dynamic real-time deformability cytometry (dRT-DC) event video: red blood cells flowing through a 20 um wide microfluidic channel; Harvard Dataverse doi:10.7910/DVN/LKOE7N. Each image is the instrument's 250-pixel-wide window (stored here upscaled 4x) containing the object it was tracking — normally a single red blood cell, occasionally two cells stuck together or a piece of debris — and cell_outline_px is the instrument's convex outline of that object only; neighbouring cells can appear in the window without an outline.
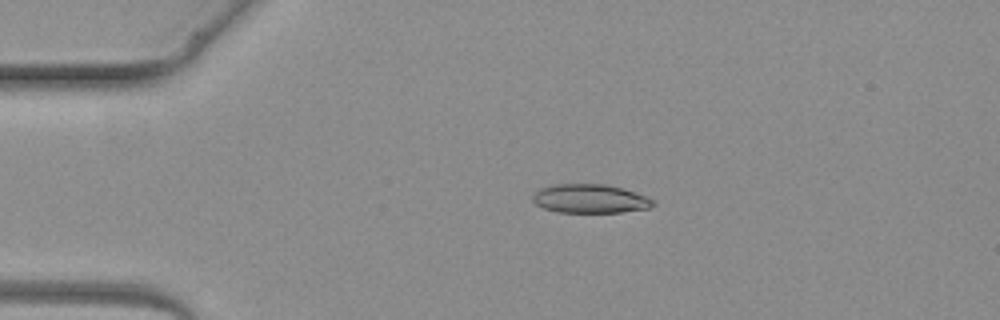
{"species": "common noctule bat (a hibernating species)", "species_latin": "Nyctalus noctula", "temperature_condition": "warm", "stored_images_in_passage": 4, "camera_frame_rate_fps": 3000, "um_per_image_px": 0.085, "animal": {"sex": "female", "body_mass_g": 19.3, "forearm_length_mm": 54.1}, "frame": {"image": 1, "passage_image": 2, "time_ms": 1.333, "image_size_px": [1000, 320], "cell_outline_px": [[656, 204], [648, 208], [620, 212], [556, 212], [544, 208], [536, 204], [532, 200], [532, 196], [540, 188], [552, 184], [604, 184], [620, 188], [644, 196], [652, 200]], "centroid_in_image_um": [50.09, 16.89], "position_along_channel_um": 34.9, "area_um2": 19.94}}
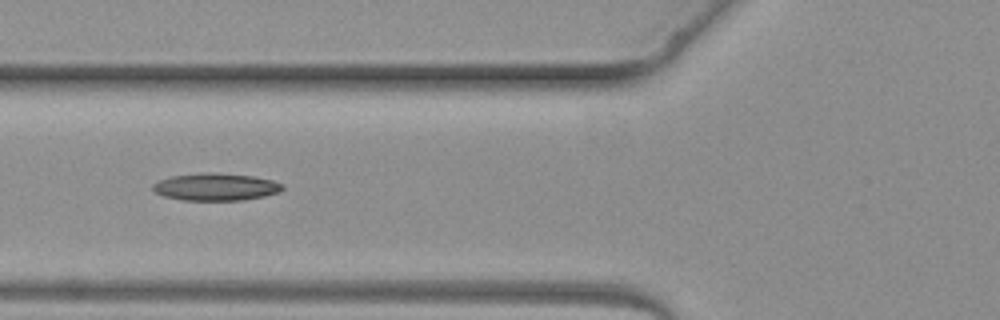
{"frame": {"image": 2, "passage_image": 4, "time_ms": 3.667, "image_size_px": [1000, 320], "cell_outline_px": [[284, 188], [280, 192], [264, 196], [244, 200], [180, 200], [164, 196], [156, 192], [152, 188], [152, 184], [160, 180], [172, 176], [208, 172], [212, 172], [252, 176], [272, 180], [284, 184]], "centroid_in_image_um": [18.36, 15.89], "position_along_channel_um": 107.4, "area_um2": 20.63}}